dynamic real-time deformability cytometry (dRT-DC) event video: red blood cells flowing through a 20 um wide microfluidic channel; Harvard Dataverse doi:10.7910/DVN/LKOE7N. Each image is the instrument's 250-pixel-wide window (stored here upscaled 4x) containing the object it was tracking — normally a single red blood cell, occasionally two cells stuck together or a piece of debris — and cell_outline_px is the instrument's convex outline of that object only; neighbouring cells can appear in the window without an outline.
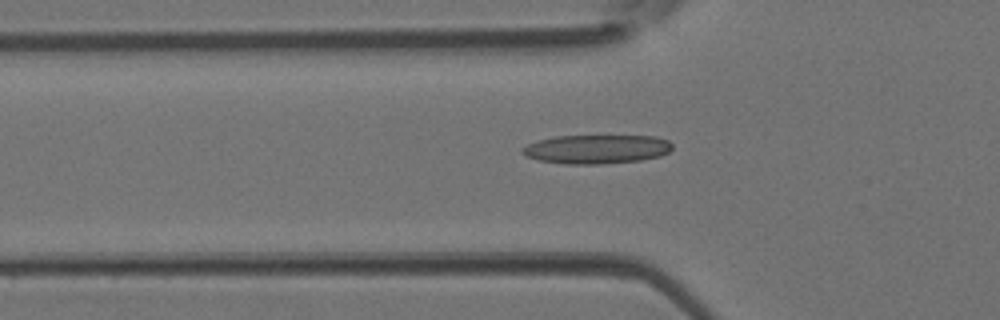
{"species": "Egyptian fruit bat (a non-hibernating species)", "species_latin": "Rousettus aegyptiacus", "temperature_condition": "room temperature", "stored_images_in_passage": 42, "camera_frame_rate_fps": 3000, "um_per_image_px": 0.085, "animal": {"sex": "female"}, "frame": {"image": 1, "passage_image": 15, "time_ms": 4.667, "image_size_px": [1000, 320], "cell_outline_px": [[672, 148], [668, 152], [660, 156], [640, 160], [600, 164], [564, 164], [540, 160], [524, 156], [520, 152], [520, 148], [528, 144], [540, 140], [556, 136], [656, 136], [668, 140], [672, 144]], "centroid_in_image_um": [50.69, 12.68], "position_along_channel_um": 75.1, "area_um2": 25.32}}
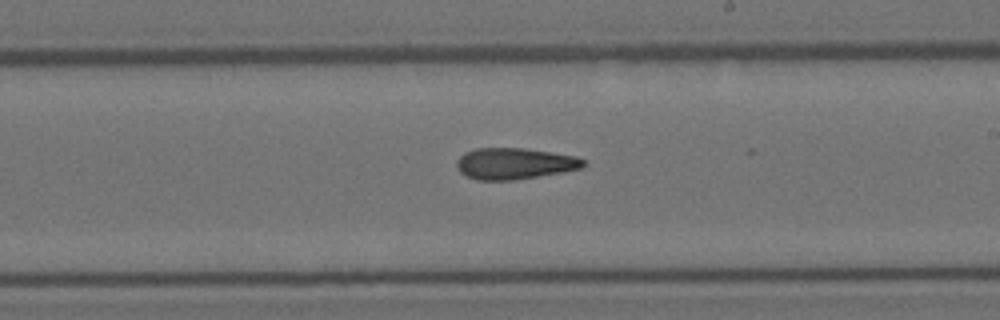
{"frame": {"image": 2, "passage_image": 26, "time_ms": 8.333, "image_size_px": [1000, 320], "cell_outline_px": [[588, 164], [584, 168], [564, 172], [512, 180], [476, 180], [464, 176], [460, 172], [456, 164], [456, 160], [464, 152], [476, 148], [524, 148], [576, 156], [584, 160]], "centroid_in_image_um": [43.74, 13.9], "position_along_channel_um": 245.3, "area_um2": 23.35}}
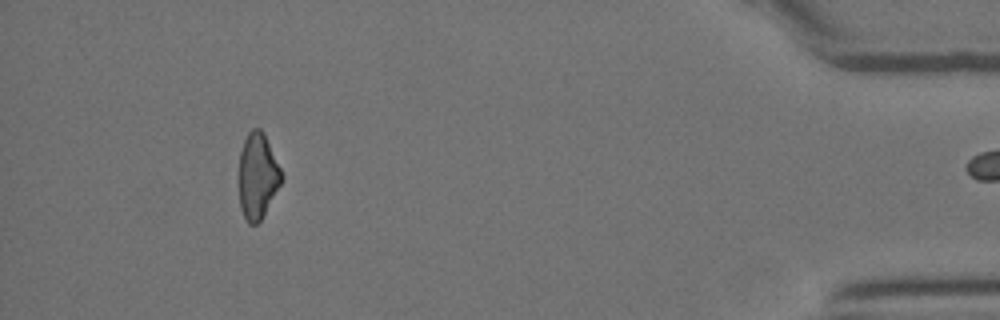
{"frame": {"image": 3, "passage_image": 41, "time_ms": 13.333, "image_size_px": [1000, 320], "cell_outline_px": [[284, 180], [260, 220], [256, 224], [248, 224], [240, 208], [240, 152], [244, 140], [248, 132], [252, 128], [260, 128], [264, 132], [284, 176]], "centroid_in_image_um": [21.92, 14.94], "position_along_channel_um": 413.3, "area_um2": 21.21}}